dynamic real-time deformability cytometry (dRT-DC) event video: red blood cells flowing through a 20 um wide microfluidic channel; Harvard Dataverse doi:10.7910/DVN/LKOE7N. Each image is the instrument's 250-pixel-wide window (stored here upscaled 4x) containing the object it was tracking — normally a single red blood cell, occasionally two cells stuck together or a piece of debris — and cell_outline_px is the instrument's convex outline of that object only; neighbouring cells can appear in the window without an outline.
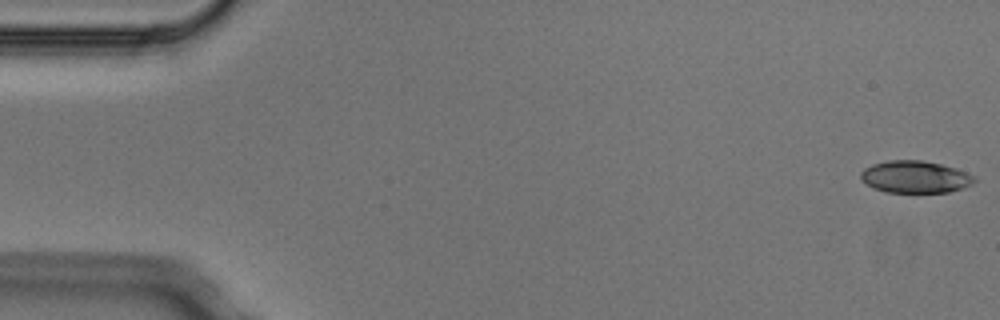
{"species": "Egyptian fruit bat (a non-hibernating species)", "species_latin": "Rousettus aegyptiacus", "temperature_condition": "cold", "stored_images_in_passage": 5, "camera_frame_rate_fps": 3000, "um_per_image_px": 0.085, "animal": {"sex": "male"}, "frame": {"image": 1, "passage_image": 1, "time_ms": 0.0, "image_size_px": [1000, 320], "cell_outline_px": [[976, 180], [972, 184], [948, 192], [884, 192], [872, 188], [860, 180], [860, 172], [864, 168], [872, 164], [888, 160], [920, 160], [940, 164], [956, 168], [976, 176]], "centroid_in_image_um": [77.74, 15.03], "position_along_channel_um": 7.3, "area_um2": 21.39}}
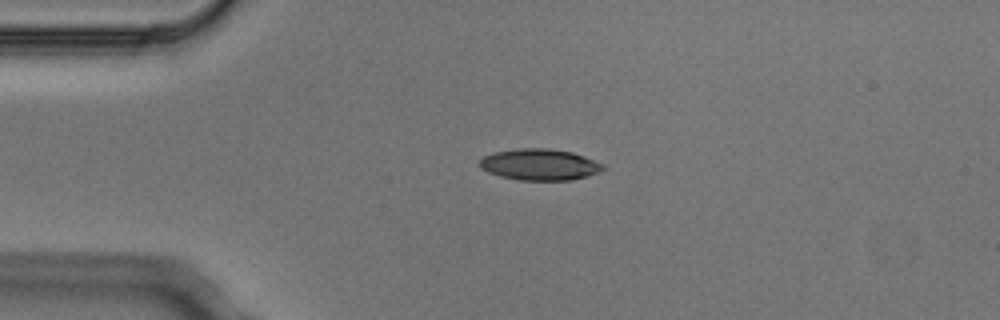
{"frame": {"image": 2, "passage_image": 4, "time_ms": 1.0, "image_size_px": [1000, 320], "cell_outline_px": [[604, 168], [600, 172], [588, 176], [572, 180], [520, 180], [500, 176], [488, 172], [480, 168], [480, 160], [484, 156], [496, 152], [516, 148], [548, 148], [572, 152], [584, 156], [604, 164]], "centroid_in_image_um": [45.89, 13.99], "position_along_channel_um": 39.1, "area_um2": 22.54}}